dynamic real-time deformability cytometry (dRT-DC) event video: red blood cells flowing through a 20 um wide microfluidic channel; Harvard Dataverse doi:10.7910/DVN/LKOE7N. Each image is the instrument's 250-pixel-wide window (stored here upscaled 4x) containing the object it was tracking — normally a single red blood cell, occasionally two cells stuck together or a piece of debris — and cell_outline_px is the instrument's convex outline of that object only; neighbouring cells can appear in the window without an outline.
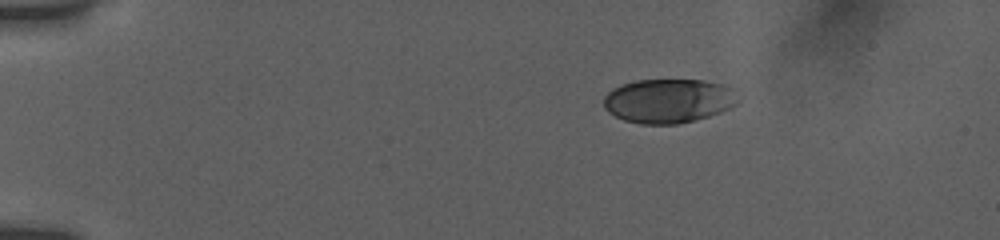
{"species": "human", "species_latin": "Homo sapiens", "temperature_condition": "room temperature", "stored_images_in_passage": 10, "camera_frame_rate_fps": 3000, "um_per_image_px": 0.085, "donor": {"sex": "female"}, "frame": {"image": 1, "passage_image": 1, "time_ms": 0.0, "image_size_px": [1000, 240], "cell_outline_px": [[740, 100], [736, 104], [720, 112], [696, 120], [676, 124], [640, 124], [624, 120], [608, 112], [604, 108], [604, 96], [612, 88], [636, 80], [704, 80], [724, 84], [732, 88]], "centroid_in_image_um": [56.83, 8.57], "position_along_channel_um": 28.2, "area_um2": 34.68}}
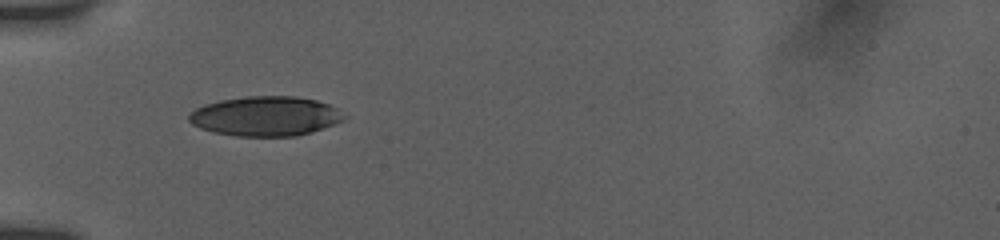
{"frame": {"image": 2, "passage_image": 10, "time_ms": 3.0, "image_size_px": [1000, 240], "cell_outline_px": [[348, 116], [344, 120], [336, 124], [312, 132], [296, 136], [236, 136], [212, 132], [200, 128], [192, 124], [188, 120], [188, 116], [196, 108], [204, 104], [220, 100], [248, 96], [296, 96], [316, 100], [328, 104], [336, 108]], "centroid_in_image_um": [22.59, 9.88], "position_along_channel_um": 62.4, "area_um2": 36.07}}